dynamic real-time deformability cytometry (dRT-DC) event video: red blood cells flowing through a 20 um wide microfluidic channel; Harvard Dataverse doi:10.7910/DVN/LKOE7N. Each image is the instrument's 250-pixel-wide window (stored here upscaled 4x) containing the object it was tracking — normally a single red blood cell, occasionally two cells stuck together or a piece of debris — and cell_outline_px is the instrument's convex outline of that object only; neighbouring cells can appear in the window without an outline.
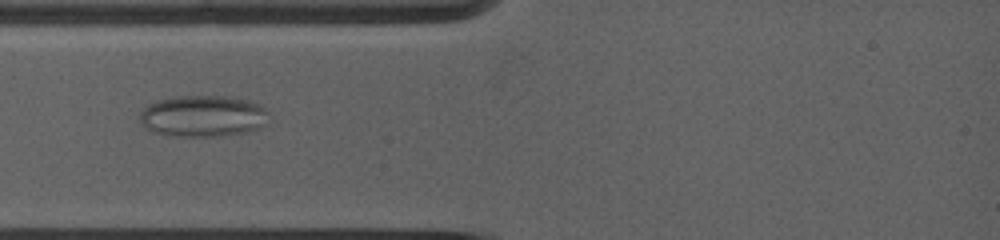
{"species": "common noctule bat (a hibernating species)", "species_latin": "Nyctalus noctula", "temperature_condition": "warm", "stored_images_in_passage": 84, "camera_frame_rate_fps": 5000, "um_per_image_px": 0.085, "animal": {"sex": "female", "body_mass_g": 19.0, "forearm_length_mm": 53.3}, "frame": {"image": 1, "passage_image": 1, "time_ms": 0.0, "image_size_px": [1000, 240], "cell_outline_px": [[268, 124], [244, 132], [224, 136], [172, 136], [152, 132], [140, 120], [140, 112], [148, 104], [156, 100], [180, 96], [224, 96], [248, 100], [260, 104], [268, 112]], "centroid_in_image_um": [17.27, 9.86], "position_along_channel_um": 67.7, "area_um2": 31.21}}
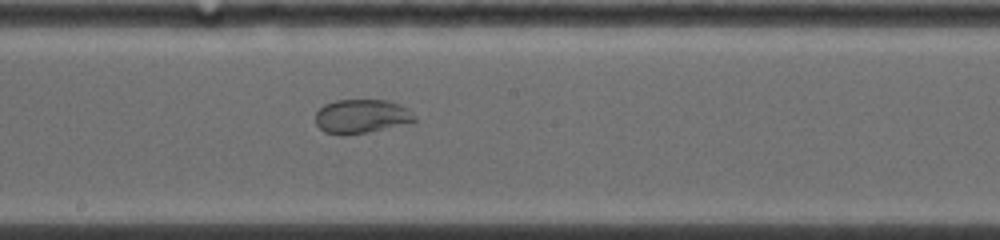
{"frame": {"image": 2, "passage_image": 31, "time_ms": 3.8, "image_size_px": [1000, 240], "cell_outline_px": [[416, 120], [368, 132], [344, 136], [340, 136], [324, 132], [316, 124], [316, 112], [324, 104], [336, 100], [388, 100], [400, 104], [408, 108], [416, 116]], "centroid_in_image_um": [30.69, 9.89], "position_along_channel_um": 217.5, "area_um2": 19.65}}
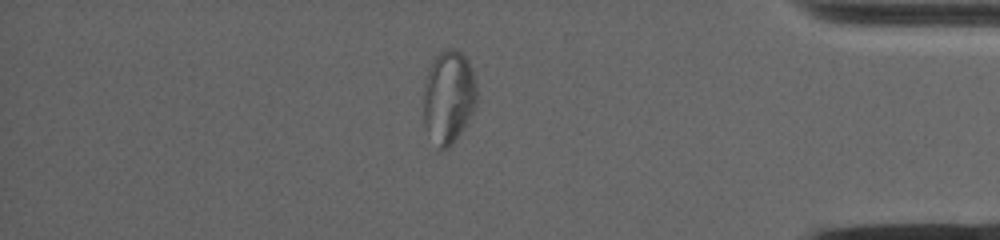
{"frame": {"image": 3, "passage_image": 73, "time_ms": 9.2, "image_size_px": [1000, 240], "cell_outline_px": [[476, 104], [464, 128], [452, 144], [448, 148], [440, 152], [436, 152], [424, 124], [424, 84], [428, 72], [436, 56], [440, 52], [448, 48], [456, 48], [468, 60], [472, 68], [476, 88]], "centroid_in_image_um": [38.12, 8.3], "position_along_channel_um": 397.1, "area_um2": 29.13}}